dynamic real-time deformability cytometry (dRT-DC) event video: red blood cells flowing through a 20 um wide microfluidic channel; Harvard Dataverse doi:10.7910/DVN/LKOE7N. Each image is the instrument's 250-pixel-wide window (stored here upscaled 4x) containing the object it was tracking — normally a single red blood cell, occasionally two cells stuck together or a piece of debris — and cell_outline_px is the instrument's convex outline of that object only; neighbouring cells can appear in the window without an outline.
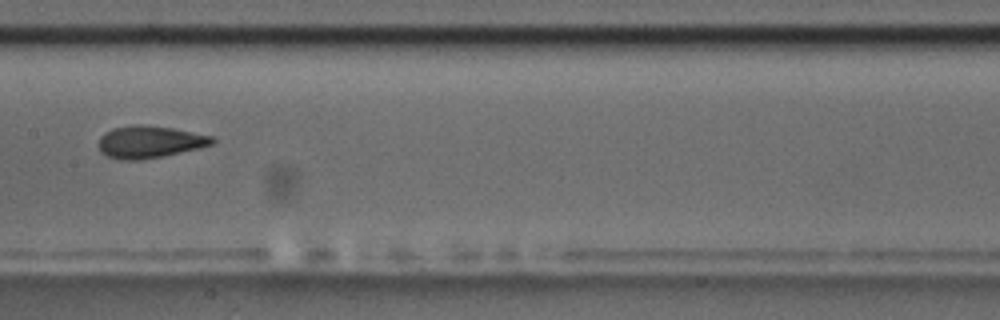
{"species": "common noctule bat (a hibernating species)", "species_latin": "Nyctalus noctula", "temperature_condition": "room temperature", "stored_images_in_passage": 5, "camera_frame_rate_fps": 3000, "um_per_image_px": 0.085, "animal": {"sex": "male", "body_mass_g": 17.5, "forearm_length_mm": 52.3}, "frame": {"image": 1, "passage_image": 5, "time_ms": 4.667, "image_size_px": [1000, 320], "cell_outline_px": [[216, 140], [212, 144], [200, 148], [140, 160], [120, 160], [108, 156], [100, 152], [100, 136], [104, 132], [112, 128], [136, 124], [140, 124], [172, 128], [212, 136]], "centroid_in_image_um": [12.7, 12.05], "position_along_channel_um": 194.7, "area_um2": 21.15}}